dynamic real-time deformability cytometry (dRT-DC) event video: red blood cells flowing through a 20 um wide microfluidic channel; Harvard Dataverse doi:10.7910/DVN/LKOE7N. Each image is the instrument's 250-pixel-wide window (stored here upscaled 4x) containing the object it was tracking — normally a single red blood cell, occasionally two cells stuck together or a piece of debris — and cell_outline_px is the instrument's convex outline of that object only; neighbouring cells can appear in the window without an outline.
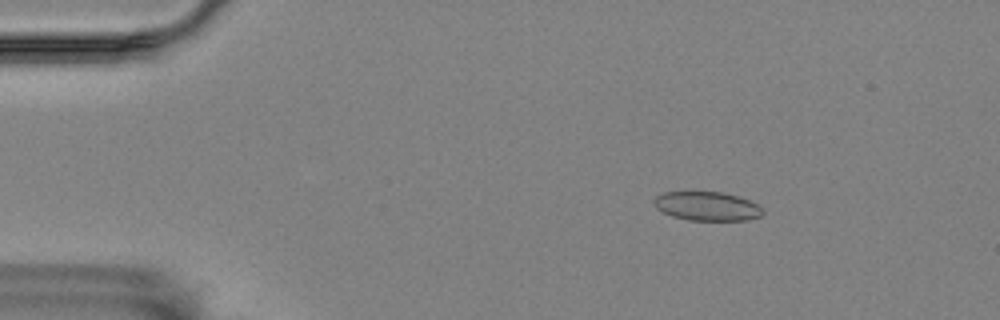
{"species": "Egyptian fruit bat (a non-hibernating species)", "species_latin": "Rousettus aegyptiacus", "temperature_condition": "room temperature", "stored_images_in_passage": 59, "segment_of_instrument_passage": [1, 2], "camera_frame_rate_fps": 3000, "um_per_image_px": 0.085, "animal": {"sex": "female"}, "frame": {"image": 1, "passage_image": 9, "time_ms": 2.667, "image_size_px": [1000, 320], "cell_outline_px": [[764, 212], [760, 216], [748, 220], [688, 220], [672, 216], [656, 208], [652, 200], [656, 196], [664, 192], [720, 192], [736, 196], [748, 200], [756, 204]], "centroid_in_image_um": [60.06, 17.53], "position_along_channel_um": 24.9, "area_um2": 18.15}}
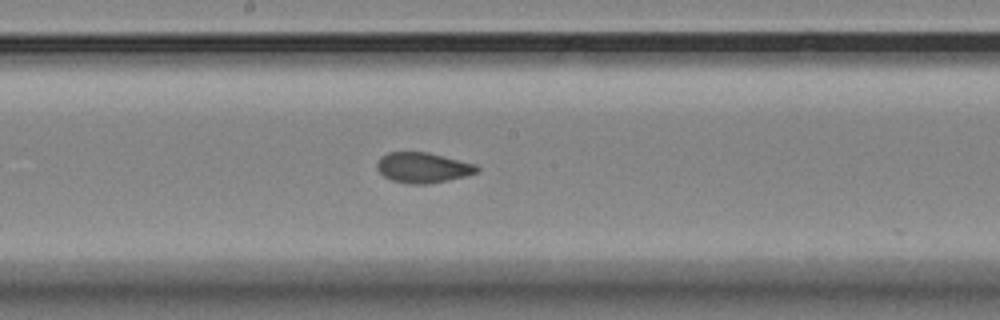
{"frame": {"image": 2, "passage_image": 31, "time_ms": 10.0, "image_size_px": [1000, 320], "cell_outline_px": [[480, 172], [448, 180], [428, 184], [408, 184], [392, 180], [384, 176], [376, 168], [376, 164], [380, 156], [388, 152], [428, 152], [476, 164], [480, 168]], "centroid_in_image_um": [35.95, 14.24], "position_along_channel_um": 212.3, "area_um2": 17.8}}
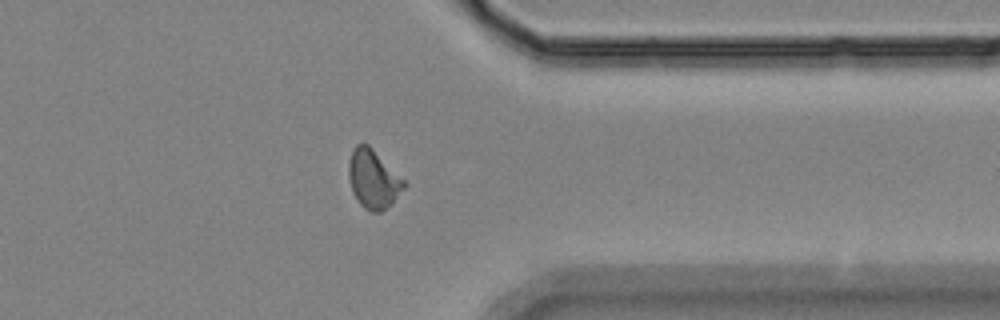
{"frame": {"image": 3, "passage_image": 46, "time_ms": 15.0, "image_size_px": [1000, 320], "cell_outline_px": [[408, 184], [380, 212], [368, 212], [356, 200], [352, 192], [348, 176], [348, 164], [352, 148], [356, 144], [368, 144]], "centroid_in_image_um": [31.67, 15.21], "position_along_channel_um": 379.7, "area_um2": 18.67}}